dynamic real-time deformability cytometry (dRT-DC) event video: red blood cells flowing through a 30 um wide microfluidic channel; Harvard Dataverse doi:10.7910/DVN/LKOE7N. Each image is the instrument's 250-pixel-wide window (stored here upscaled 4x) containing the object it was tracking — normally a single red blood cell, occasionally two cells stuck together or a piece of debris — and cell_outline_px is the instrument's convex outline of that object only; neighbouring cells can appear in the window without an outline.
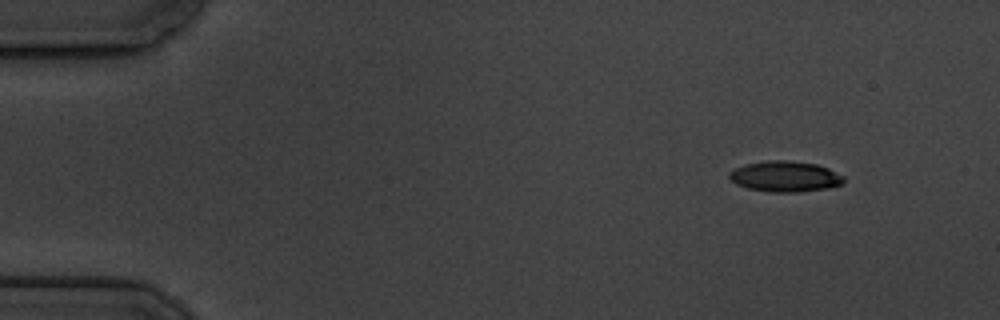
{"species": "common noctule bat (a hibernating species)", "species_latin": "Nyctalus noctula", "temperature_condition": "cold", "stored_images_in_passage": 4, "camera_frame_rate_fps": 3000, "um_per_image_px": 0.085, "animal": {"sex": "male", "body_mass_g": 19.5, "forearm_length_mm": 54.6}, "frame": {"image": 1, "passage_image": 1, "time_ms": 0.0, "image_size_px": [1000, 320], "cell_outline_px": [[844, 184], [828, 188], [796, 192], [768, 192], [748, 188], [736, 184], [728, 176], [728, 172], [744, 164], [768, 160], [788, 160], [816, 164], [828, 168], [844, 176]], "centroid_in_image_um": [66.73, 15.0], "position_along_channel_um": 18.3, "area_um2": 20.58}}
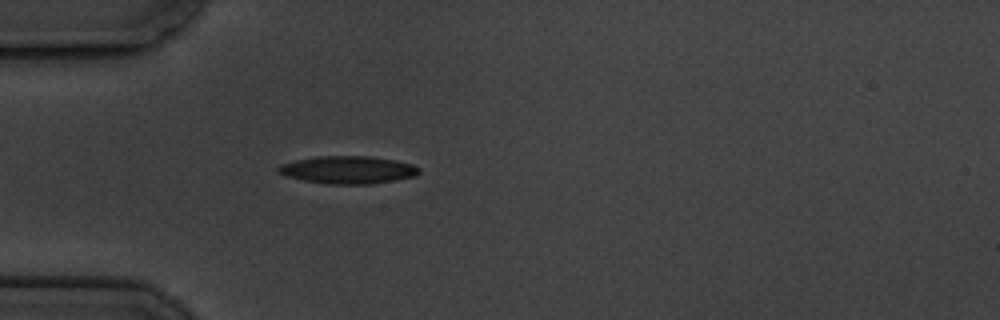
{"frame": {"image": 2, "passage_image": 4, "time_ms": 3.667, "image_size_px": [1000, 320], "cell_outline_px": [[420, 172], [416, 176], [372, 184], [328, 184], [304, 180], [284, 176], [276, 172], [276, 168], [280, 164], [296, 160], [316, 156], [368, 156], [396, 160], [412, 164], [420, 168]], "centroid_in_image_um": [29.55, 14.43], "position_along_channel_um": 55.4, "area_um2": 22.83}}